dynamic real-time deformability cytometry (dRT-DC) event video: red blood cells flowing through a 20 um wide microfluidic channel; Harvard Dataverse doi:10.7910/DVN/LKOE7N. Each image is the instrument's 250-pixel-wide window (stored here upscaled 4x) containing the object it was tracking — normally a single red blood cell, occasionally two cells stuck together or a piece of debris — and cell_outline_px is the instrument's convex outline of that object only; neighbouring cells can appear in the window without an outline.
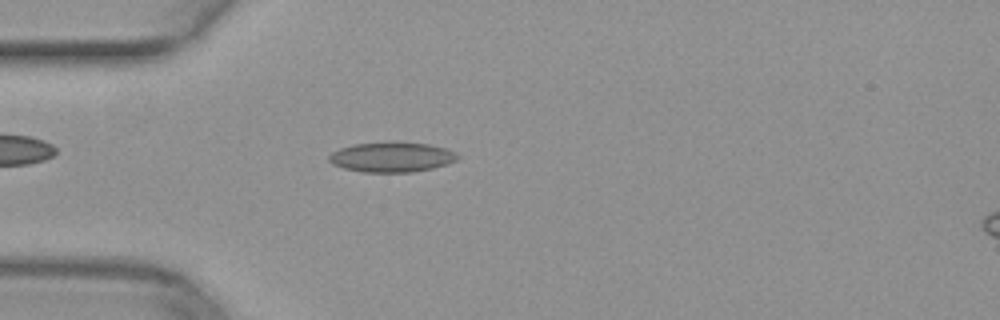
{"species": "common noctule bat (a hibernating species)", "species_latin": "Nyctalus noctula", "temperature_condition": "warm", "stored_images_in_passage": 38, "camera_frame_rate_fps": 3000, "um_per_image_px": 0.085, "animal": {"sex": "female", "body_mass_g": 29.2, "forearm_length_mm": 56.3}, "frame": {"image": 1, "passage_image": 2, "time_ms": 0.333, "image_size_px": [1000, 320], "cell_outline_px": [[460, 156], [456, 160], [432, 168], [412, 172], [364, 172], [344, 168], [332, 164], [328, 160], [328, 156], [332, 152], [340, 148], [356, 144], [428, 144], [448, 148], [456, 152]], "centroid_in_image_um": [33.3, 13.38], "position_along_channel_um": 51.7, "area_um2": 21.73}}
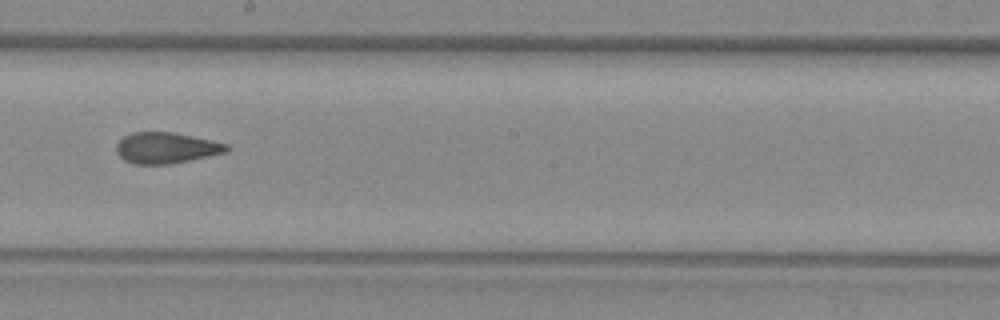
{"frame": {"image": 2, "passage_image": 16, "time_ms": 5.0, "image_size_px": [1000, 320], "cell_outline_px": [[232, 148], [228, 152], [172, 164], [132, 164], [124, 160], [116, 152], [116, 144], [124, 136], [132, 132], [172, 132], [212, 140], [228, 144]], "centroid_in_image_um": [14.15, 12.58], "position_along_channel_um": 234.1, "area_um2": 20.11}}
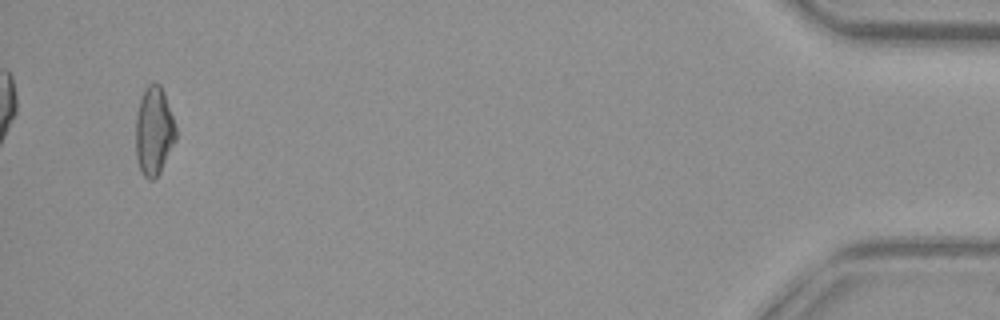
{"frame": {"image": 3, "passage_image": 36, "time_ms": 11.667, "image_size_px": [1000, 320], "cell_outline_px": [[176, 140], [160, 172], [152, 180], [148, 180], [144, 176], [140, 168], [136, 156], [136, 116], [140, 100], [144, 88], [148, 84], [160, 84], [164, 92], [176, 128]], "centroid_in_image_um": [13.08, 11.14], "position_along_channel_um": 422.1, "area_um2": 20.52}}